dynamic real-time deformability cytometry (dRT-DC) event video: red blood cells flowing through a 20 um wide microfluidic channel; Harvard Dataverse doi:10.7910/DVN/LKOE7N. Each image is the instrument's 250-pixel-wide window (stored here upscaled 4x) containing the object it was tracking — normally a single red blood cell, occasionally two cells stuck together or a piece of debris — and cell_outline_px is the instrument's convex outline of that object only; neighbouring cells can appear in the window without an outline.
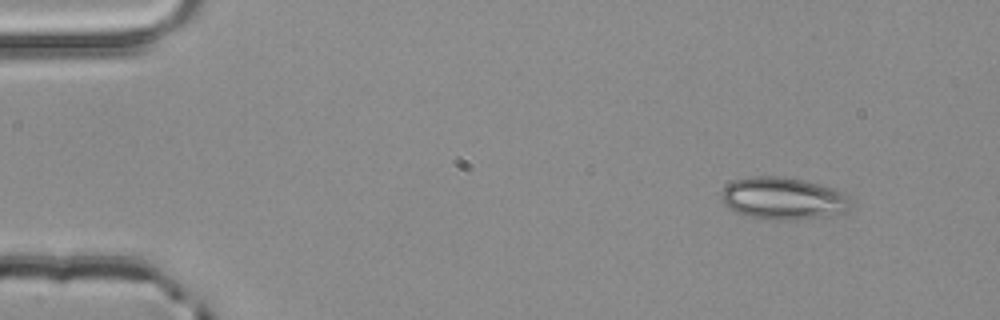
{"species": "common noctule bat (a hibernating species)", "species_latin": "Nyctalus noctula", "temperature_condition": "room temperature", "stored_images_in_passage": 4, "camera_frame_rate_fps": 3000, "um_per_image_px": 0.085, "animal": {"sex": "male", "body_mass_g": 20.4}, "frame": {"image": 1, "passage_image": 1, "time_ms": 0.0, "image_size_px": [1000, 320], "cell_outline_px": [[852, 208], [848, 212], [824, 216], [796, 220], [768, 220], [748, 216], [736, 212], [724, 204], [720, 200], [720, 196], [724, 188], [728, 184], [736, 180], [756, 176], [780, 176], [804, 180], [832, 188], [844, 192], [852, 196]], "centroid_in_image_um": [66.63, 16.88], "position_along_channel_um": 18.4, "area_um2": 32.25}}